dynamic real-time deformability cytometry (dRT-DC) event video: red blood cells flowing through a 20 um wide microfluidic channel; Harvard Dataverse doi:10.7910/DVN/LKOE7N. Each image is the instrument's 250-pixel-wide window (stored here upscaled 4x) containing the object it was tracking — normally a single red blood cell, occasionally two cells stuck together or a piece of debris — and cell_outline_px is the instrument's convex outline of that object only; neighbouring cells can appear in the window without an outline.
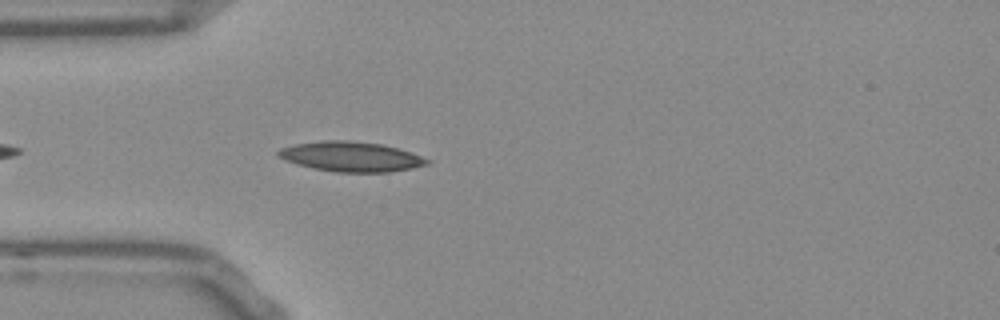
{"species": "Egyptian fruit bat (a non-hibernating species)", "species_latin": "Rousettus aegyptiacus", "temperature_condition": "room temperature", "stored_images_in_passage": 11, "camera_frame_rate_fps": 3000, "um_per_image_px": 0.085, "frame": {"image": 1, "passage_image": 4, "time_ms": 1.0, "image_size_px": [1000, 320], "cell_outline_px": [[432, 160], [428, 164], [412, 168], [388, 172], [336, 172], [312, 168], [296, 164], [284, 160], [276, 156], [276, 152], [280, 148], [296, 144], [320, 140], [348, 140], [380, 144], [396, 148]], "centroid_in_image_um": [29.77, 13.31], "position_along_channel_um": 55.2, "area_um2": 25.89}}
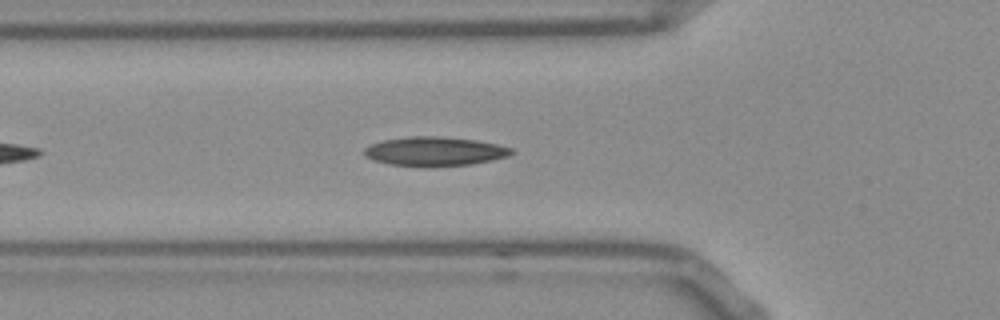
{"frame": {"image": 2, "passage_image": 7, "time_ms": 2.0, "image_size_px": [1000, 320], "cell_outline_px": [[516, 152], [508, 156], [492, 160], [472, 164], [428, 168], [388, 164], [372, 160], [364, 156], [364, 148], [372, 144], [384, 140], [408, 136], [440, 136], [476, 140], [496, 144], [512, 148]], "centroid_in_image_um": [36.94, 12.88], "position_along_channel_um": 88.9, "area_um2": 25.43}}